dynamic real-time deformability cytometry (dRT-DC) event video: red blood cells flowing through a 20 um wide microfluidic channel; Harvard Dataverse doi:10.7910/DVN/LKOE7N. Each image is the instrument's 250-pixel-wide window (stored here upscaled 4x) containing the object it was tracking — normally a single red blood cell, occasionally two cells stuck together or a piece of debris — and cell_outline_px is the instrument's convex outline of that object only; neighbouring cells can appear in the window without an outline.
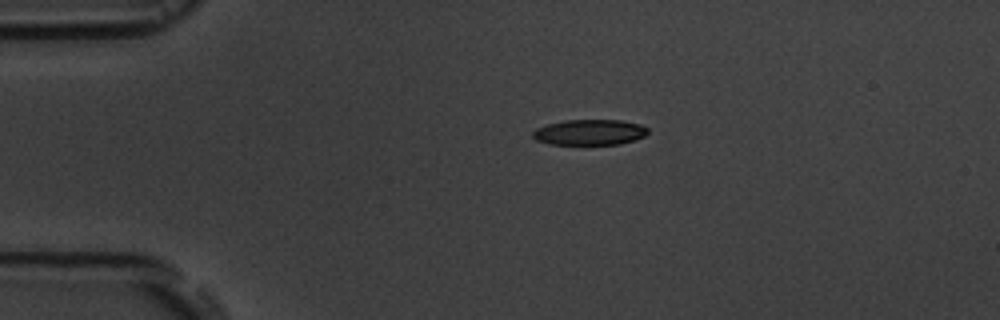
{"species": "common noctule bat (a hibernating species)", "species_latin": "Nyctalus noctula", "temperature_condition": "room temperature", "stored_images_in_passage": 2, "camera_frame_rate_fps": 3000, "um_per_image_px": 0.085, "animal": {"sex": "male", "body_mass_g": 19.5, "forearm_length_mm": 54.6}, "frame": {"image": 1, "passage_image": 1, "time_ms": 0.0, "image_size_px": [1000, 320], "cell_outline_px": [[648, 132], [644, 136], [620, 144], [548, 144], [536, 140], [532, 136], [532, 132], [536, 128], [548, 124], [564, 120], [620, 120], [640, 124], [648, 128]], "centroid_in_image_um": [50.09, 11.24], "position_along_channel_um": 34.9, "area_um2": 17.11}}